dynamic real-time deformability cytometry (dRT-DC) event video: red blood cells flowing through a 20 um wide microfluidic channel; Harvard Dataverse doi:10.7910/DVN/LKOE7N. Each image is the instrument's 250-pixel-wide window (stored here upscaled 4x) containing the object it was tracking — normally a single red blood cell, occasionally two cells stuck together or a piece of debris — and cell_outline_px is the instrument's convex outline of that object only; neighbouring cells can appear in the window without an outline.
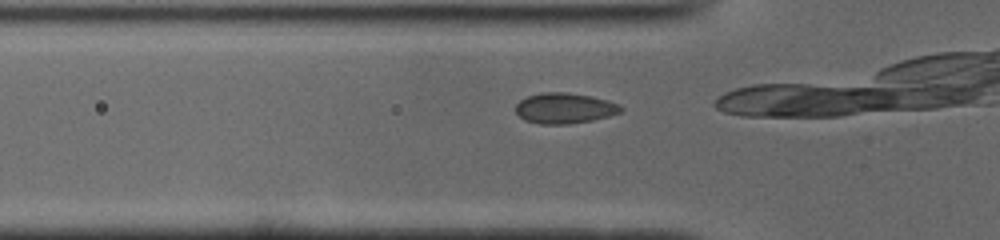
{"species": "common noctule bat (a hibernating species)", "species_latin": "Nyctalus noctula", "temperature_condition": "cold", "stored_images_in_passage": 4, "camera_frame_rate_fps": 3000, "um_per_image_px": 0.085, "animal": {"sex": "male", "body_mass_g": 19.0, "forearm_length_mm": 50.8}, "frame": {"image": 1, "passage_image": 2, "time_ms": 0.333, "image_size_px": [1000, 240], "cell_outline_px": [[624, 108], [620, 112], [608, 116], [592, 120], [568, 124], [540, 124], [524, 120], [516, 112], [516, 104], [520, 100], [528, 96], [540, 92], [564, 92], [588, 96], [608, 100], [620, 104]], "centroid_in_image_um": [47.98, 9.2], "position_along_channel_um": 77.8, "area_um2": 18.67}}